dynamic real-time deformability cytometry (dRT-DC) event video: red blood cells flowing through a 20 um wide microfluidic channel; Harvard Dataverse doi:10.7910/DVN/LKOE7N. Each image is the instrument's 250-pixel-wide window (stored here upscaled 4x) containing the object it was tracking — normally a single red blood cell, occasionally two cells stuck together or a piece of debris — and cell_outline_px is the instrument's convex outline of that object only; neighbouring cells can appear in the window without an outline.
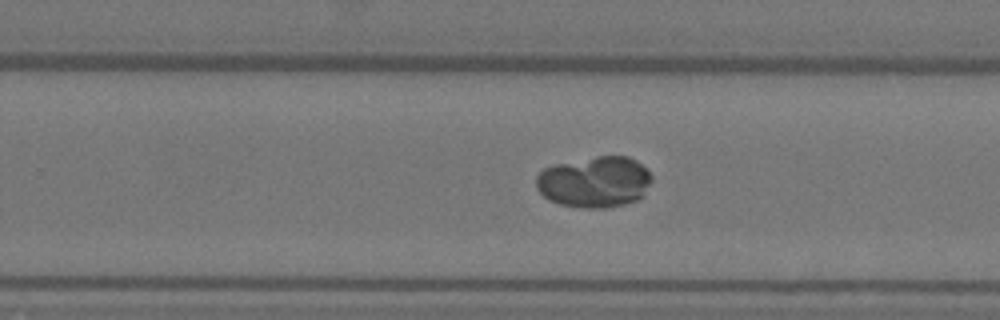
{"species": "Egyptian fruit bat (a non-hibernating species)", "species_latin": "Rousettus aegyptiacus", "temperature_condition": "warm", "stored_images_in_passage": 52, "camera_frame_rate_fps": 3000, "um_per_image_px": 0.085, "animal": {"sex": "female"}, "frame": {"image": 1, "passage_image": 33, "time_ms": 10.667, "image_size_px": [1000, 320], "cell_outline_px": [[652, 180], [644, 196], [636, 200], [624, 204], [604, 208], [584, 208], [560, 204], [548, 200], [536, 188], [536, 176], [544, 168], [552, 164], [600, 156], [628, 156], [640, 164], [652, 176]], "centroid_in_image_um": [50.52, 15.47], "position_along_channel_um": 279.3, "area_um2": 34.51}}
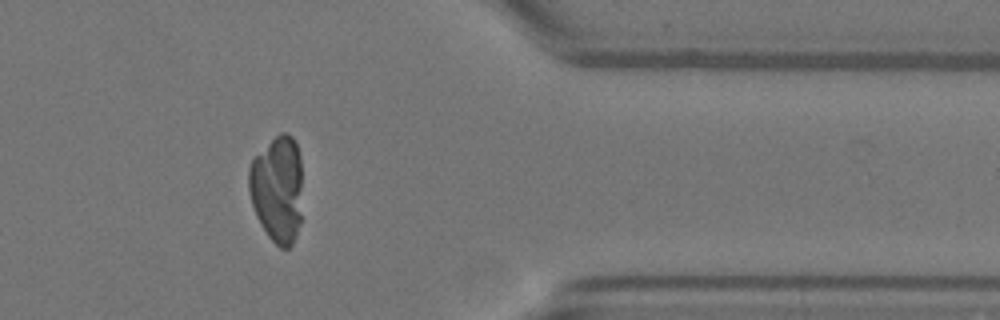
{"frame": {"image": 2, "passage_image": 43, "time_ms": 14.0, "image_size_px": [1000, 320], "cell_outline_px": [[300, 224], [296, 236], [292, 244], [288, 248], [280, 248], [268, 236], [260, 224], [256, 216], [248, 192], [248, 168], [252, 160], [280, 132], [284, 132], [292, 136], [296, 144], [300, 156]], "centroid_in_image_um": [23.55, 16.09], "position_along_channel_um": 387.8, "area_um2": 33.23}}
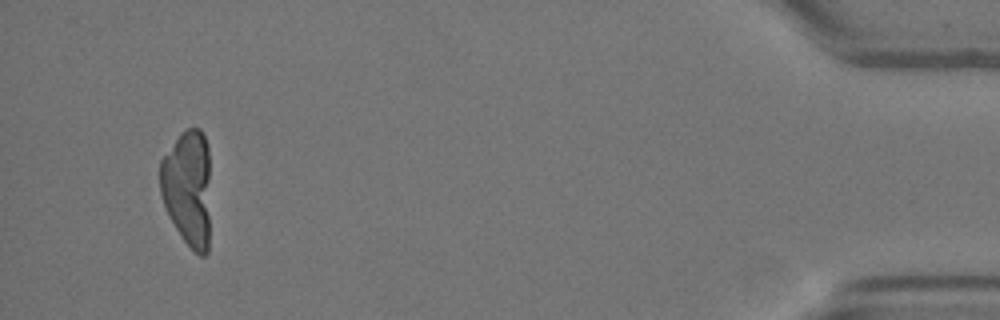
{"frame": {"image": 3, "passage_image": 50, "time_ms": 16.333, "image_size_px": [1000, 320], "cell_outline_px": [[208, 252], [204, 256], [200, 256], [184, 240], [176, 228], [164, 204], [160, 192], [160, 160], [180, 132], [188, 128], [200, 128], [208, 144]], "centroid_in_image_um": [15.94, 15.91], "position_along_channel_um": 419.3, "area_um2": 33.81}}